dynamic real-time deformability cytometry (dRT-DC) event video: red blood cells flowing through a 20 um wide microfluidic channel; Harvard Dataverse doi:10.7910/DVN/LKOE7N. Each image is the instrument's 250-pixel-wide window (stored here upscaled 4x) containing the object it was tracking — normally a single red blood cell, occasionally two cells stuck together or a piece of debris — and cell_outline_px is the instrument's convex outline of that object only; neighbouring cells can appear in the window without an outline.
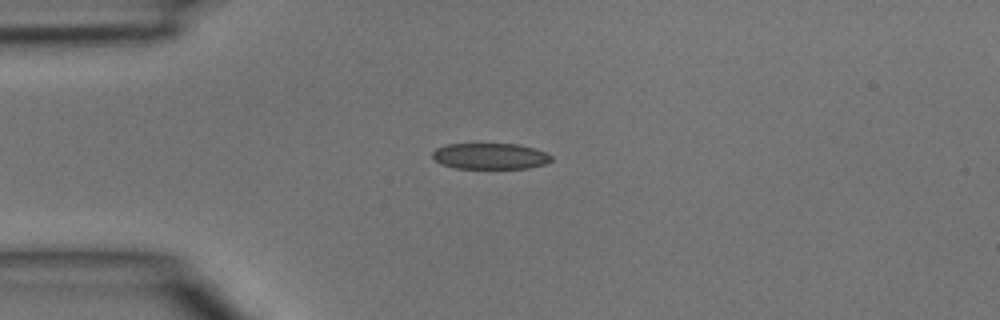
{"species": "common noctule bat (a hibernating species)", "species_latin": "Nyctalus noctula", "temperature_condition": "room temperature", "stored_images_in_passage": 2, "camera_frame_rate_fps": 3000, "um_per_image_px": 0.085, "animal": {"sex": "male", "body_mass_g": 15.6}, "frame": {"image": 1, "passage_image": 2, "time_ms": 0.333, "image_size_px": [1000, 320], "cell_outline_px": [[552, 160], [544, 164], [528, 168], [456, 168], [440, 164], [432, 156], [432, 152], [436, 148], [448, 144], [516, 144], [532, 148], [544, 152], [552, 156]], "centroid_in_image_um": [41.63, 13.27], "position_along_channel_um": 43.4, "area_um2": 17.86}}